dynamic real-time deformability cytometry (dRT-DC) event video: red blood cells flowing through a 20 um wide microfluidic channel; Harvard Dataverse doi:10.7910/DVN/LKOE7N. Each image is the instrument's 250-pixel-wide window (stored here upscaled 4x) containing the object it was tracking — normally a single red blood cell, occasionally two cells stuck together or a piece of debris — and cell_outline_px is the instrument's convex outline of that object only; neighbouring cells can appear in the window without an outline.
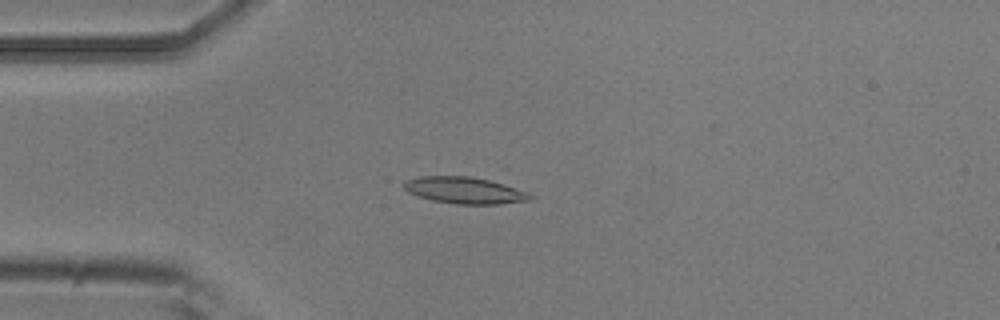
{"species": "common noctule bat (a hibernating species)", "species_latin": "Nyctalus noctula", "temperature_condition": "room temperature", "stored_images_in_passage": 6, "camera_frame_rate_fps": 3000, "um_per_image_px": 0.085, "animal": {"sex": "male", "body_mass_g": 20.5, "forearm_length_mm": 52.5}, "frame": {"image": 1, "passage_image": 4, "time_ms": 1.0, "image_size_px": [1000, 320], "cell_outline_px": [[536, 196], [532, 200], [500, 204], [456, 204], [432, 200], [416, 196], [408, 192], [400, 184], [404, 180], [420, 176], [472, 176], [504, 184], [528, 192]], "centroid_in_image_um": [39.48, 16.18], "position_along_channel_um": 45.5, "area_um2": 19.88}}